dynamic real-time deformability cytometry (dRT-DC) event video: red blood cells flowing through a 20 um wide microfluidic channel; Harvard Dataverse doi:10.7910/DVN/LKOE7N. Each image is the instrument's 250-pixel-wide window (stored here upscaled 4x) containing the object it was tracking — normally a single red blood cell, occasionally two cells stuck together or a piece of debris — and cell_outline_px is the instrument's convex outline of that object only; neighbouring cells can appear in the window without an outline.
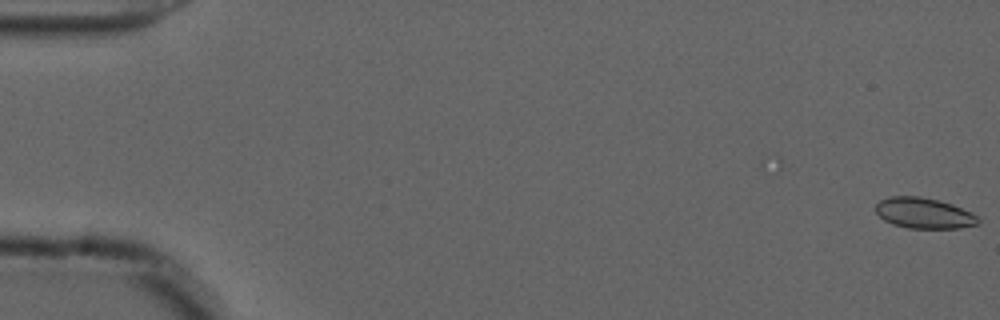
{"species": "common noctule bat (a hibernating species)", "species_latin": "Nyctalus noctula", "temperature_condition": "cold", "stored_images_in_passage": 56, "camera_frame_rate_fps": 3000, "um_per_image_px": 0.085, "animal": {"sex": "male", "forearm_length_mm": 52.5}, "frame": {"image": 1, "passage_image": 1, "time_ms": 0.0, "image_size_px": [1000, 320], "cell_outline_px": [[980, 220], [976, 224], [960, 228], [908, 228], [892, 224], [884, 220], [876, 212], [876, 204], [880, 200], [888, 196], [920, 196], [952, 204], [972, 212]], "centroid_in_image_um": [78.51, 18.11], "position_along_channel_um": 6.5, "area_um2": 18.26}}
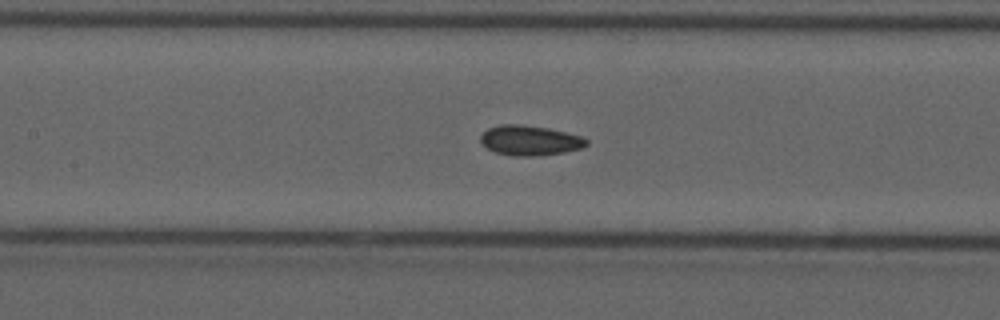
{"frame": {"image": 2, "passage_image": 26, "time_ms": 8.333, "image_size_px": [1000, 320], "cell_outline_px": [[588, 144], [580, 148], [564, 152], [536, 156], [516, 156], [496, 152], [488, 148], [480, 140], [480, 136], [488, 128], [500, 124], [520, 124], [548, 128], [580, 136], [588, 140]], "centroid_in_image_um": [45.03, 11.93], "position_along_channel_um": 162.4, "area_um2": 18.26}}
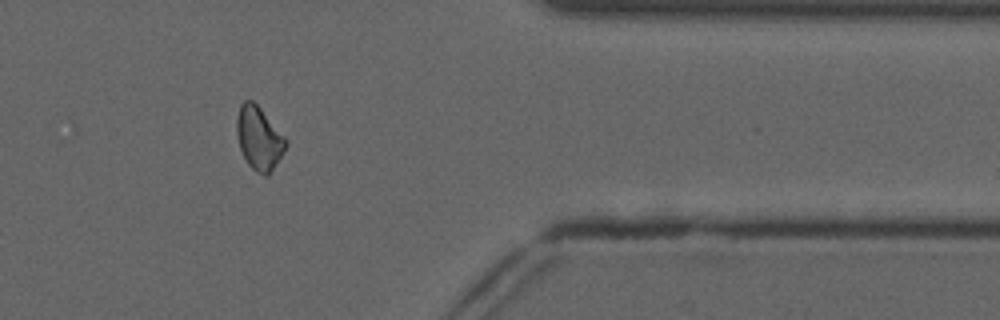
{"frame": {"image": 3, "passage_image": 46, "time_ms": 15.0, "image_size_px": [1000, 320], "cell_outline_px": [[288, 144], [284, 152], [268, 176], [264, 176], [256, 172], [248, 164], [240, 148], [236, 132], [236, 120], [240, 104], [244, 100], [252, 100], [260, 108], [288, 140]], "centroid_in_image_um": [22.02, 11.76], "position_along_channel_um": 389.4, "area_um2": 18.09}, "authors_computed_cell_mechanics": {"area_um2": 18.0625, "velocity_mm_per_s": 3.7052, "shape_relaxation_time_tau1_ms": null, "shape_relaxation_time_tau2_ms": 2.3772, "deformation_change_tau1": null, "deformation_change_tau2": 0.0703}}